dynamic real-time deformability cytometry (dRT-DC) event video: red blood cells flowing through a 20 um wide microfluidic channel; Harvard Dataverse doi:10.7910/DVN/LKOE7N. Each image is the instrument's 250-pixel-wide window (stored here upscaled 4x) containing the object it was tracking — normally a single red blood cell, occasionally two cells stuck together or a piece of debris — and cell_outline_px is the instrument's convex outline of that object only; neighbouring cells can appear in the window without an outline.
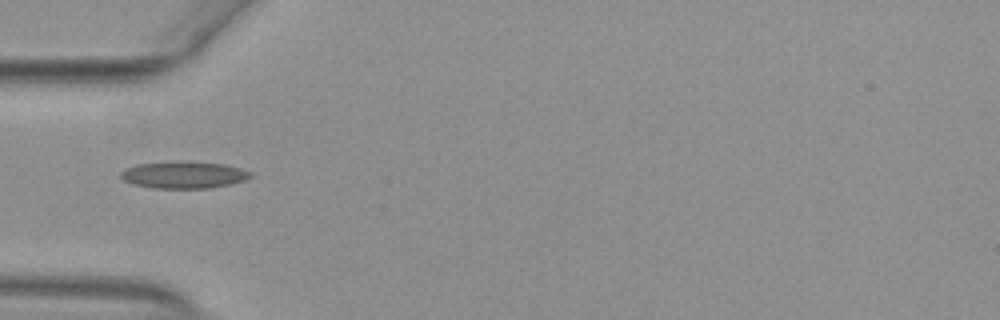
{"species": "common noctule bat (a hibernating species)", "species_latin": "Nyctalus noctula", "temperature_condition": "warm", "stored_images_in_passage": 6, "camera_frame_rate_fps": 3000, "um_per_image_px": 0.085, "animal": {"sex": "female", "body_mass_g": 29.2, "forearm_length_mm": 56.3}, "frame": {"image": 1, "passage_image": 1, "time_ms": 0.0, "image_size_px": [1000, 320], "cell_outline_px": [[252, 176], [244, 180], [228, 184], [208, 188], [152, 188], [136, 184], [124, 180], [120, 176], [120, 172], [124, 168], [136, 164], [172, 160], [184, 160], [224, 164], [240, 168], [252, 172]], "centroid_in_image_um": [15.59, 14.83], "position_along_channel_um": 69.4, "area_um2": 20.63}}
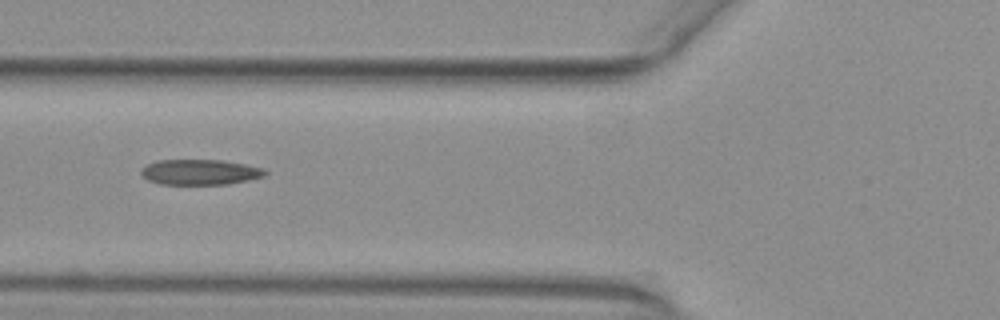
{"frame": {"image": 2, "passage_image": 4, "time_ms": 1.0, "image_size_px": [1000, 320], "cell_outline_px": [[268, 172], [264, 176], [248, 180], [228, 184], [160, 184], [148, 180], [140, 172], [140, 168], [156, 160], [220, 160], [244, 164], [264, 168]], "centroid_in_image_um": [16.99, 14.63], "position_along_channel_um": 108.8, "area_um2": 18.32}}